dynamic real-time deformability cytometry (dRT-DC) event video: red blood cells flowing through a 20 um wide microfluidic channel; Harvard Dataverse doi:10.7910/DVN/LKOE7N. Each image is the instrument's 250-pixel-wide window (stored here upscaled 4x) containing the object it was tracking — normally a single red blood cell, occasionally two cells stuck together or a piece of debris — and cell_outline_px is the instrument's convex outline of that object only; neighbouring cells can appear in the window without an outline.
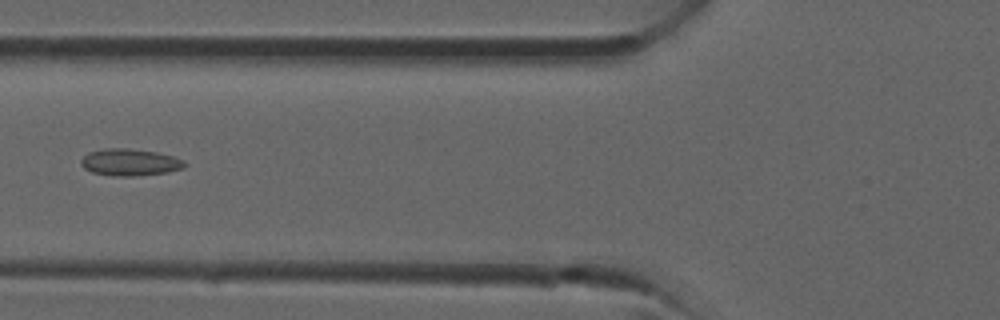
{"species": "common noctule bat (a hibernating species)", "species_latin": "Nyctalus noctula", "temperature_condition": "room temperature", "stored_images_in_passage": 28, "camera_frame_rate_fps": 3000, "um_per_image_px": 0.085, "animal": {"sex": "male", "forearm_length_mm": 52.5}, "frame": {"image": 1, "passage_image": 5, "time_ms": 1.333, "image_size_px": [1000, 320], "cell_outline_px": [[188, 164], [184, 168], [164, 172], [132, 176], [116, 176], [92, 172], [84, 168], [80, 164], [80, 160], [88, 152], [104, 148], [128, 148], [156, 152], [172, 156], [184, 160]], "centroid_in_image_um": [11.02, 13.78], "position_along_channel_um": 114.8, "area_um2": 16.18}}
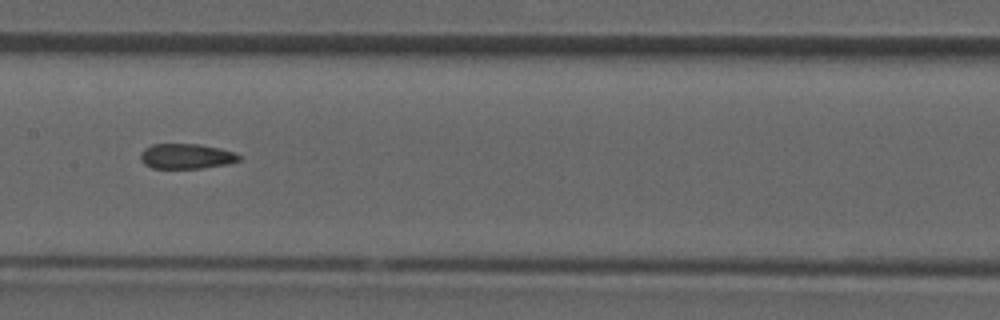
{"frame": {"image": 2, "passage_image": 9, "time_ms": 2.667, "image_size_px": [1000, 320], "cell_outline_px": [[240, 160], [228, 164], [200, 168], [152, 168], [144, 164], [140, 160], [140, 152], [144, 148], [152, 144], [200, 144], [220, 148], [236, 152], [240, 156]], "centroid_in_image_um": [15.82, 13.27], "position_along_channel_um": 191.6, "area_um2": 14.57}}